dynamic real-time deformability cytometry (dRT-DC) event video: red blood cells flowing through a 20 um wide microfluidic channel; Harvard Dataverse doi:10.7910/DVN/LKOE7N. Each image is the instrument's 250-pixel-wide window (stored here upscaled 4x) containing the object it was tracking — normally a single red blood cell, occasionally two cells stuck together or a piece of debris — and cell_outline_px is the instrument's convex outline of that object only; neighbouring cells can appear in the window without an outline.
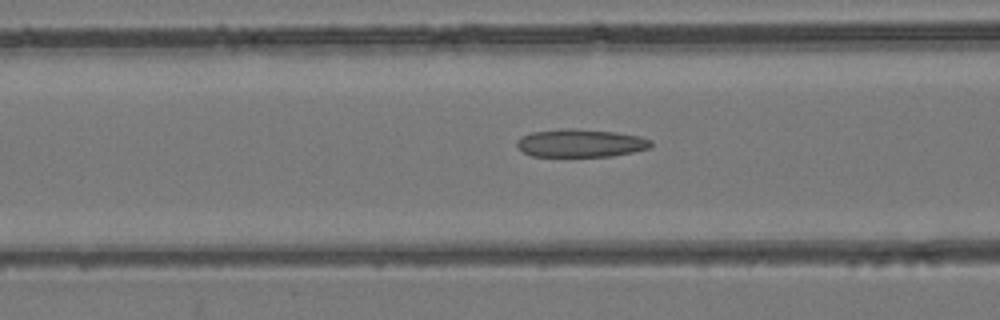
{"species": "common noctule bat (a hibernating species)", "species_latin": "Nyctalus noctula", "temperature_condition": "room temperature", "stored_images_in_passage": 36, "camera_frame_rate_fps": 3000, "um_per_image_px": 0.085, "animal": {"sex": "female", "body_mass_g": 24.6, "forearm_length_mm": 56.2}, "frame": {"image": 1, "passage_image": 6, "time_ms": 1.667, "image_size_px": [1000, 320], "cell_outline_px": [[652, 144], [648, 148], [632, 152], [612, 156], [532, 156], [524, 152], [516, 144], [516, 140], [520, 136], [532, 132], [568, 128], [576, 128], [616, 132], [640, 136], [652, 140]], "centroid_in_image_um": [49.35, 12.15], "position_along_channel_um": 117.3, "area_um2": 21.85}}
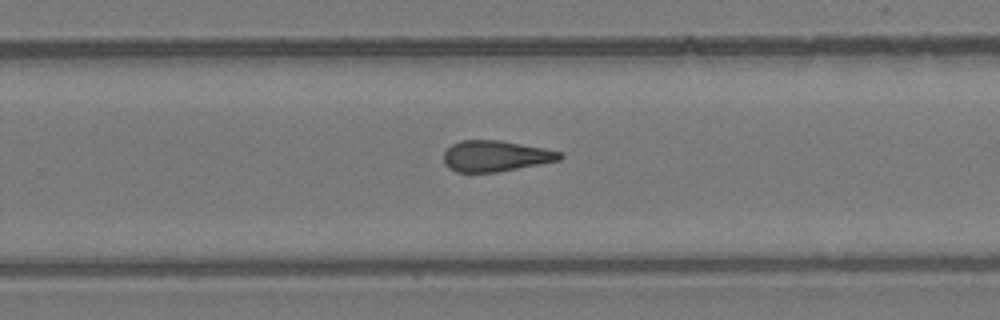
{"frame": {"image": 2, "passage_image": 18, "time_ms": 5.667, "image_size_px": [1000, 320], "cell_outline_px": [[564, 156], [560, 160], [540, 164], [496, 172], [456, 172], [448, 168], [444, 164], [444, 152], [452, 144], [460, 140], [500, 140], [544, 148], [564, 152]], "centroid_in_image_um": [42.13, 13.26], "position_along_channel_um": 287.7, "area_um2": 21.04}}
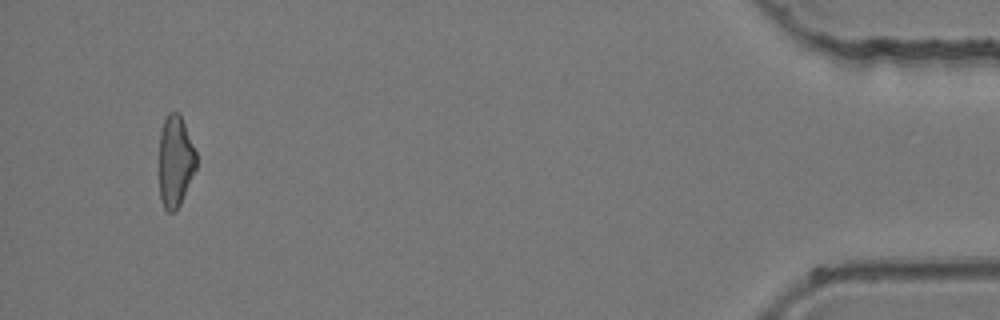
{"frame": {"image": 3, "passage_image": 33, "time_ms": 10.667, "image_size_px": [1000, 320], "cell_outline_px": [[196, 168], [180, 204], [176, 212], [168, 212], [164, 208], [160, 200], [160, 132], [164, 120], [168, 112], [180, 112], [196, 152]], "centroid_in_image_um": [14.9, 13.7], "position_along_channel_um": 420.3, "area_um2": 19.77}}